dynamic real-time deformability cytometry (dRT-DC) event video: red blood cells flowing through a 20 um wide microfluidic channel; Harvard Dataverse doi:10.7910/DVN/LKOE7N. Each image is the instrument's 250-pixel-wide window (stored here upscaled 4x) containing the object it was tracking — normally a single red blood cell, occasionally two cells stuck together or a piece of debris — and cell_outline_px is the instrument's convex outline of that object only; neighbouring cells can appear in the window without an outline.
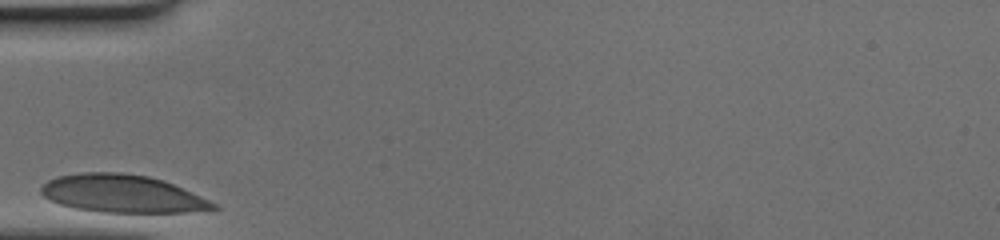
{"species": "human", "species_latin": "Homo sapiens", "temperature_condition": "cold", "stored_images_in_passage": 26, "camera_frame_rate_fps": 3000, "um_per_image_px": 0.085, "donor": {"sex": "female"}, "frame": {"image": 1, "passage_image": 1, "time_ms": 0.0, "image_size_px": [1000, 240], "cell_outline_px": [[220, 208], [184, 212], [100, 212], [76, 208], [60, 204], [44, 196], [40, 192], [40, 188], [48, 180], [60, 176], [80, 172], [120, 172], [148, 176], [172, 184], [208, 200], [216, 204]], "centroid_in_image_um": [10.35, 16.46], "position_along_channel_um": 74.7, "area_um2": 37.34}}
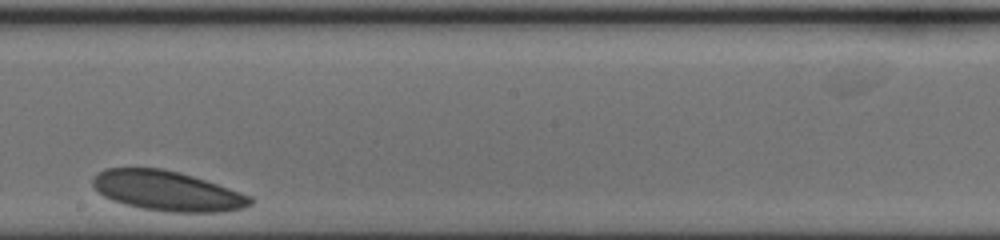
{"frame": {"image": 2, "passage_image": 15, "time_ms": 4.667, "image_size_px": [1000, 240], "cell_outline_px": [[256, 200], [252, 204], [244, 208], [220, 212], [168, 212], [140, 208], [124, 204], [112, 200], [104, 196], [92, 184], [92, 176], [96, 172], [104, 168], [160, 168], [180, 172], [252, 196]], "centroid_in_image_um": [14.2, 16.23], "position_along_channel_um": 234.0, "area_um2": 36.7}}
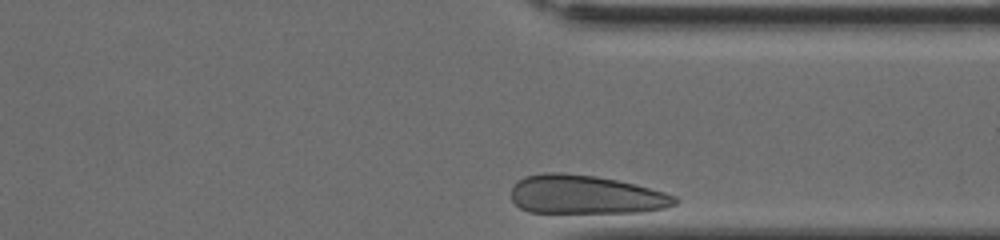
{"frame": {"image": 3, "passage_image": 26, "time_ms": 8.333, "image_size_px": [1000, 240], "cell_outline_px": [[680, 200], [676, 204], [664, 208], [640, 212], [528, 212], [520, 208], [512, 200], [512, 184], [524, 176], [544, 172], [560, 172], [596, 176], [636, 184], [664, 192], [676, 196]], "centroid_in_image_um": [49.76, 16.54], "position_along_channel_um": 361.6, "area_um2": 37.11}}